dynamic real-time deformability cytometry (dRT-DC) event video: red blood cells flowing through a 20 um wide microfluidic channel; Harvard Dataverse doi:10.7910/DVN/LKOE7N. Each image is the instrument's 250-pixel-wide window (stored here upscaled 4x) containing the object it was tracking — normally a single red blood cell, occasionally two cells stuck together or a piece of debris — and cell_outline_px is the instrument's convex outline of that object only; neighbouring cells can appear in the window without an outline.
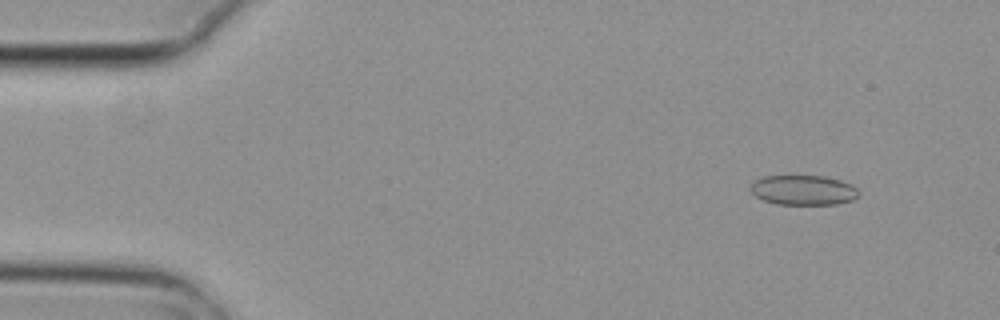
{"species": "common noctule bat (a hibernating species)", "species_latin": "Nyctalus noctula", "temperature_condition": "cold", "stored_images_in_passage": 4, "camera_frame_rate_fps": 3000, "um_per_image_px": 0.085, "animal": {"sex": "female", "body_mass_g": 29.2, "forearm_length_mm": 56.3}, "frame": {"image": 1, "passage_image": 1, "time_ms": 0.0, "image_size_px": [1000, 320], "cell_outline_px": [[860, 196], [852, 200], [836, 204], [776, 204], [764, 200], [756, 196], [752, 192], [752, 184], [756, 180], [764, 176], [824, 176], [840, 180], [852, 184], [860, 192]], "centroid_in_image_um": [68.34, 16.16], "position_along_channel_um": 16.7, "area_um2": 18.73}}
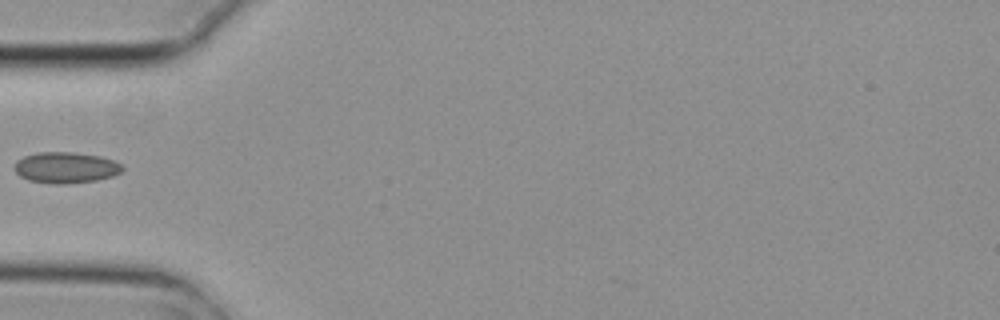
{"frame": {"image": 2, "passage_image": 4, "time_ms": 1.0, "image_size_px": [1000, 320], "cell_outline_px": [[124, 168], [120, 172], [112, 176], [96, 180], [68, 184], [52, 184], [28, 180], [20, 176], [12, 168], [16, 160], [24, 156], [36, 152], [72, 152], [100, 156], [112, 160], [120, 164]], "centroid_in_image_um": [5.54, 14.24], "position_along_channel_um": 79.5, "area_um2": 19.65}}